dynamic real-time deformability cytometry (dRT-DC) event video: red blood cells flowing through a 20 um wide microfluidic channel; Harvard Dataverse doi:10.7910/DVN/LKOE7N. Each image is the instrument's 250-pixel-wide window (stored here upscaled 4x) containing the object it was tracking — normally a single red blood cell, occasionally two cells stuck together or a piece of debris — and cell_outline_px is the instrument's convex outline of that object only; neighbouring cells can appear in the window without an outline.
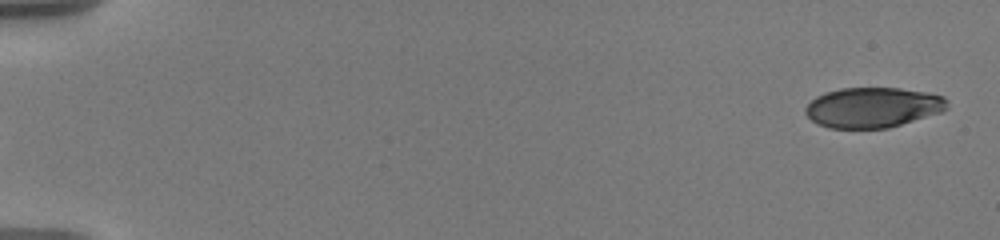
{"species": "human", "species_latin": "Homo sapiens", "temperature_condition": "warm", "stored_images_in_passage": 13, "camera_frame_rate_fps": 3000, "um_per_image_px": 0.085, "donor": {"sex": "male"}, "frame": {"image": 1, "passage_image": 1, "time_ms": 0.0, "image_size_px": [1000, 240], "cell_outline_px": [[948, 108], [940, 112], [888, 128], [828, 128], [812, 120], [804, 112], [804, 108], [816, 96], [824, 92], [840, 88], [900, 88], [928, 92], [944, 96], [948, 100]], "centroid_in_image_um": [74.19, 9.12], "position_along_channel_um": 10.8, "area_um2": 33.23}}
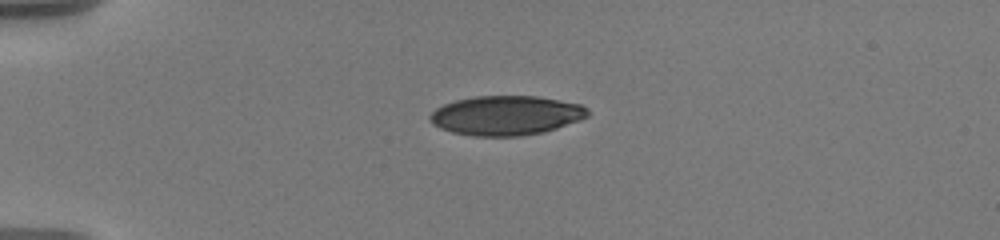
{"frame": {"image": 2, "passage_image": 8, "time_ms": 4.333, "image_size_px": [1000, 240], "cell_outline_px": [[592, 112], [588, 116], [580, 120], [544, 132], [520, 136], [472, 136], [452, 132], [440, 128], [432, 124], [428, 116], [436, 108], [444, 104], [456, 100], [476, 96], [536, 96], [580, 104], [588, 108]], "centroid_in_image_um": [43.02, 9.81], "position_along_channel_um": 42.0, "area_um2": 36.36}}
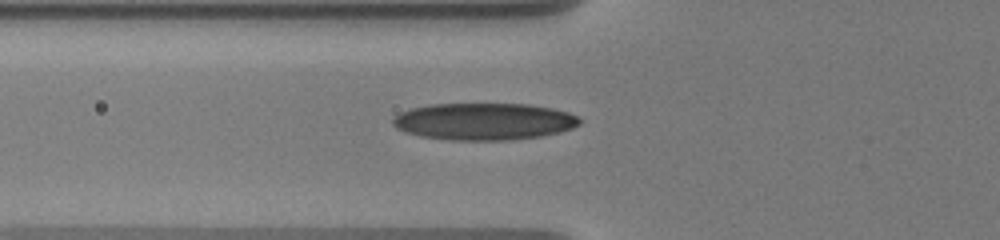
{"frame": {"image": 3, "passage_image": 13, "time_ms": 6.667, "image_size_px": [1000, 240], "cell_outline_px": [[580, 124], [572, 128], [560, 132], [544, 136], [508, 140], [452, 140], [420, 136], [404, 132], [396, 128], [392, 124], [392, 120], [400, 112], [408, 108], [428, 104], [528, 104], [552, 108], [568, 112], [576, 116], [580, 120]], "centroid_in_image_um": [41.11, 10.32], "position_along_channel_um": 84.7, "area_um2": 40.52}}